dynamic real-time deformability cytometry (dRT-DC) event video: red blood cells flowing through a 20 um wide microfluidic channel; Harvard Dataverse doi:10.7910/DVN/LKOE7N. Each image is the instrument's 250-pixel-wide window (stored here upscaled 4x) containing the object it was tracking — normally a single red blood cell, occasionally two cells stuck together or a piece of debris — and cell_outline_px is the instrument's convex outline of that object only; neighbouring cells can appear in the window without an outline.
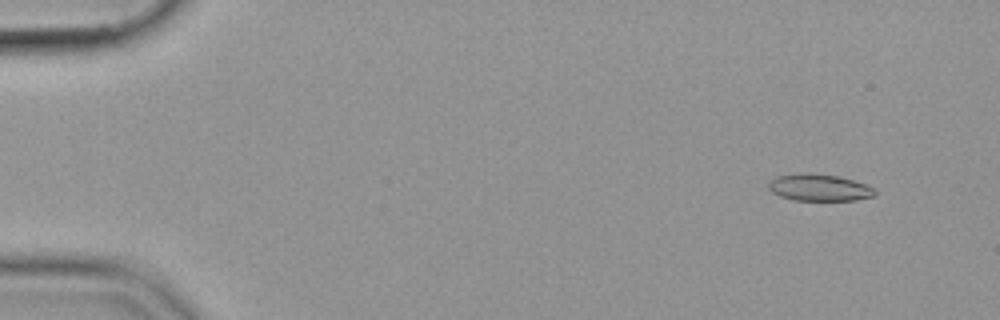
{"species": "common noctule bat (a hibernating species)", "species_latin": "Nyctalus noctula", "temperature_condition": "cold", "stored_images_in_passage": 53, "camera_frame_rate_fps": 3000, "um_per_image_px": 0.085, "animal": {"sex": "female", "body_mass_g": 19.9}, "frame": {"image": 1, "passage_image": 3, "time_ms": 0.667, "image_size_px": [1000, 320], "cell_outline_px": [[876, 192], [872, 196], [856, 200], [792, 200], [780, 196], [772, 192], [768, 188], [768, 184], [776, 176], [836, 176], [852, 180], [864, 184], [872, 188]], "centroid_in_image_um": [69.64, 16.0], "position_along_channel_um": 15.4, "area_um2": 15.55}}
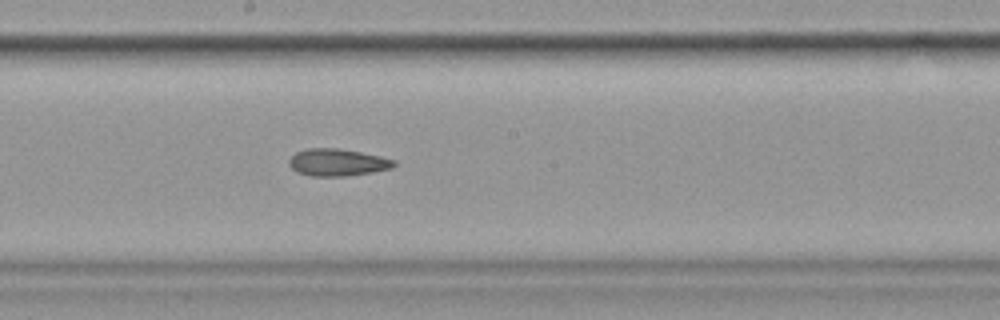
{"frame": {"image": 2, "passage_image": 29, "time_ms": 9.333, "image_size_px": [1000, 320], "cell_outline_px": [[396, 164], [392, 168], [372, 172], [344, 176], [312, 176], [296, 172], [288, 164], [288, 160], [296, 152], [308, 148], [336, 148], [360, 152], [380, 156], [396, 160]], "centroid_in_image_um": [28.67, 13.8], "position_along_channel_um": 219.5, "area_um2": 16.59}}
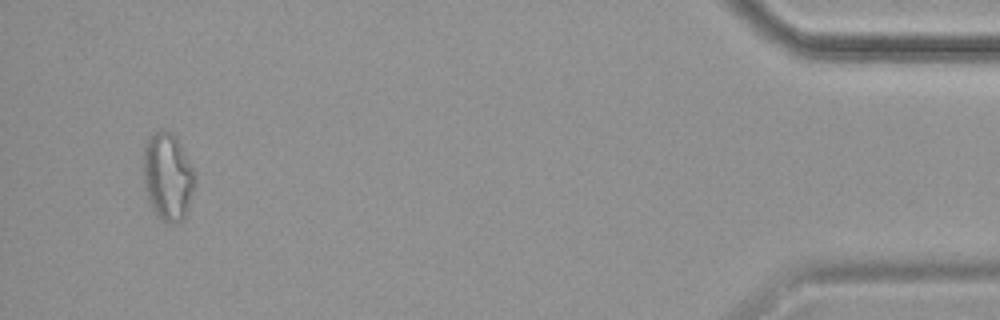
{"frame": {"image": 3, "passage_image": 51, "time_ms": 16.667, "image_size_px": [1000, 320], "cell_outline_px": [[196, 180], [188, 212], [180, 220], [172, 224], [164, 220], [156, 212], [148, 196], [144, 184], [144, 144], [148, 136], [152, 132], [168, 132], [176, 136], [192, 168]], "centroid_in_image_um": [14.27, 14.99], "position_along_channel_um": 420.9, "area_um2": 25.72}}